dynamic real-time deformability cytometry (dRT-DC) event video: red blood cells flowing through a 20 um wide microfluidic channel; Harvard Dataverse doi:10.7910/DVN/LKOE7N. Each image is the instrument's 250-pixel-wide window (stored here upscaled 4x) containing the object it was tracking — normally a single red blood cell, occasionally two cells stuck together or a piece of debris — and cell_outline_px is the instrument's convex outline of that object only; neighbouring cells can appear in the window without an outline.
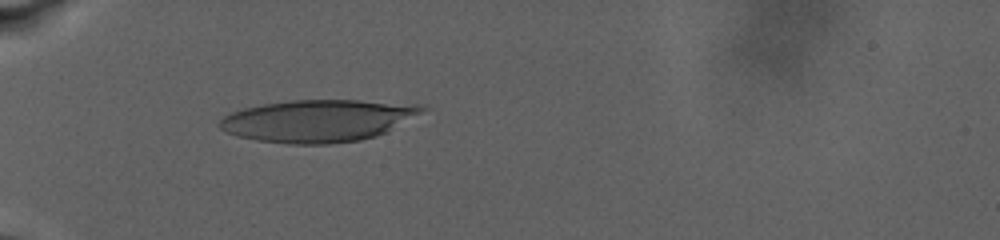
{"species": "human", "species_latin": "Homo sapiens", "temperature_condition": "warm", "stored_images_in_passage": 13, "camera_frame_rate_fps": 3000, "um_per_image_px": 0.085, "donor": {"sex": "male"}, "frame": {"image": 1, "passage_image": 10, "time_ms": 9.333, "image_size_px": [1000, 240], "cell_outline_px": [[428, 108], [388, 132], [376, 136], [360, 140], [328, 144], [288, 144], [256, 140], [240, 136], [228, 132], [220, 128], [220, 120], [224, 116], [232, 112], [244, 108], [264, 104], [288, 100], [360, 100], [428, 104]], "centroid_in_image_um": [27.11, 10.25], "position_along_channel_um": 57.9, "area_um2": 49.94}}
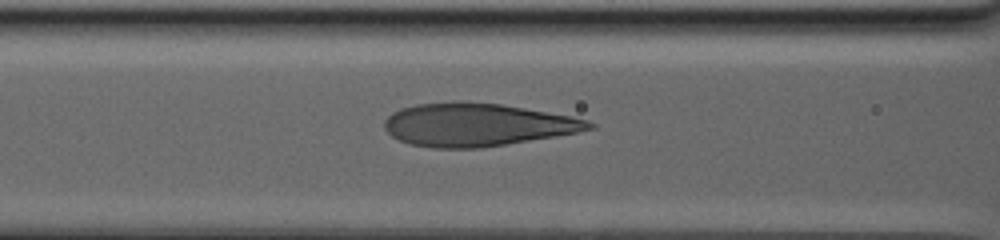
{"frame": {"image": 2, "passage_image": 13, "time_ms": 12.667, "image_size_px": [1000, 240], "cell_outline_px": [[596, 128], [576, 132], [480, 148], [432, 148], [408, 144], [392, 136], [384, 128], [384, 120], [392, 112], [400, 108], [416, 104], [452, 100], [460, 100], [500, 104], [524, 108], [568, 116], [588, 120], [596, 124]], "centroid_in_image_um": [40.47, 10.58], "position_along_channel_um": 126.1, "area_um2": 51.15}}